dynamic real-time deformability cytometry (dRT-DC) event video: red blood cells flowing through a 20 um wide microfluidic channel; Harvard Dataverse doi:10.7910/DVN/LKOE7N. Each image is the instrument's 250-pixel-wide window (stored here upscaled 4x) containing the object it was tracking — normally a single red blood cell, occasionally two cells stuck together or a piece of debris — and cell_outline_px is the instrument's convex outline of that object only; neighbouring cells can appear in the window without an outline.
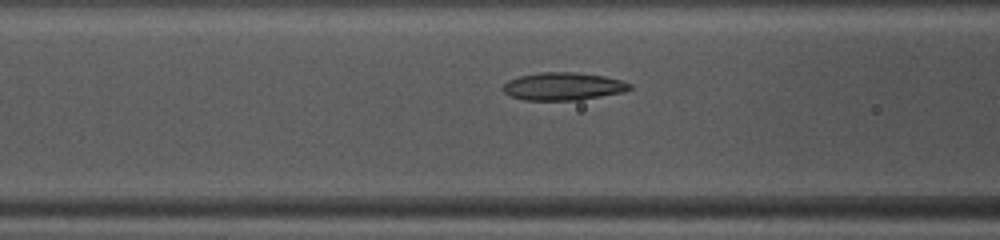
{"species": "common noctule bat (a hibernating species)", "species_latin": "Nyctalus noctula", "temperature_condition": "warm", "stored_images_in_passage": 46, "camera_frame_rate_fps": 3000, "um_per_image_px": 0.085, "animal": {"sex": "female", "body_mass_g": 10.0, "forearm_length_mm": 53.1}, "frame": {"image": 1, "passage_image": 16, "time_ms": 5.0, "image_size_px": [1000, 240], "cell_outline_px": [[632, 88], [624, 92], [580, 100], [524, 100], [512, 96], [504, 92], [500, 88], [508, 80], [520, 76], [540, 72], [576, 72], [604, 76], [620, 80], [632, 84]], "centroid_in_image_um": [47.87, 7.34], "position_along_channel_um": 118.7, "area_um2": 20.58}}
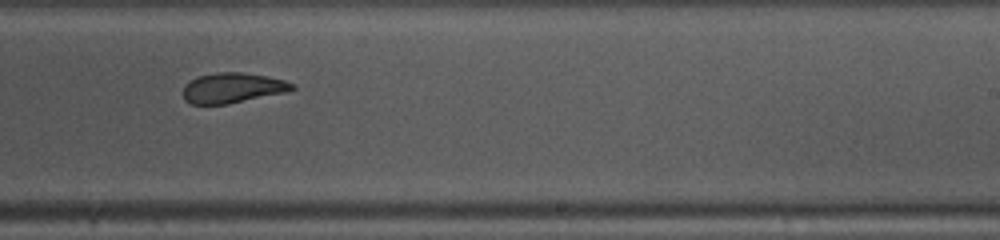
{"frame": {"image": 2, "passage_image": 27, "time_ms": 8.667, "image_size_px": [1000, 240], "cell_outline_px": [[296, 88], [288, 92], [228, 104], [192, 104], [184, 100], [184, 88], [192, 80], [200, 76], [216, 72], [244, 72], [268, 76], [284, 80], [296, 84]], "centroid_in_image_um": [19.84, 7.47], "position_along_channel_um": 269.2, "area_um2": 19.19}}
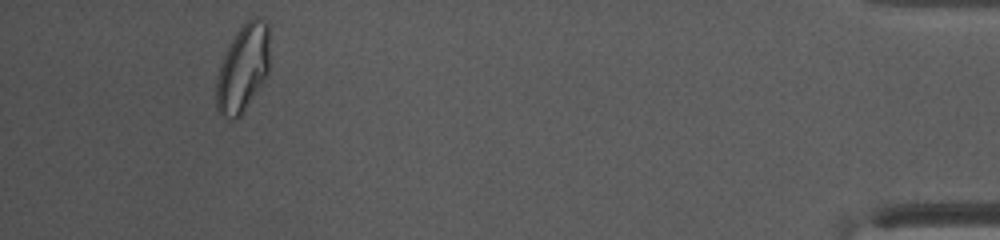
{"frame": {"image": 3, "passage_image": 43, "time_ms": 14.0, "image_size_px": [1000, 240], "cell_outline_px": [[268, 72], [264, 80], [240, 116], [236, 120], [232, 120], [216, 112], [216, 80], [220, 64], [224, 52], [228, 44], [236, 32], [252, 16], [260, 16], [268, 20]], "centroid_in_image_um": [20.63, 5.78], "position_along_channel_um": 414.6, "area_um2": 27.4}, "authors_computed_cell_mechanics": {"area_um2": 21.2993, "velocity_mm_per_s": 4.0982, "shape_relaxation_time_tau1_ms": null, "shape_relaxation_time_tau2_ms": 2.7806, "deformation_change_tau1": null, "deformation_change_tau2": 0.0888}}